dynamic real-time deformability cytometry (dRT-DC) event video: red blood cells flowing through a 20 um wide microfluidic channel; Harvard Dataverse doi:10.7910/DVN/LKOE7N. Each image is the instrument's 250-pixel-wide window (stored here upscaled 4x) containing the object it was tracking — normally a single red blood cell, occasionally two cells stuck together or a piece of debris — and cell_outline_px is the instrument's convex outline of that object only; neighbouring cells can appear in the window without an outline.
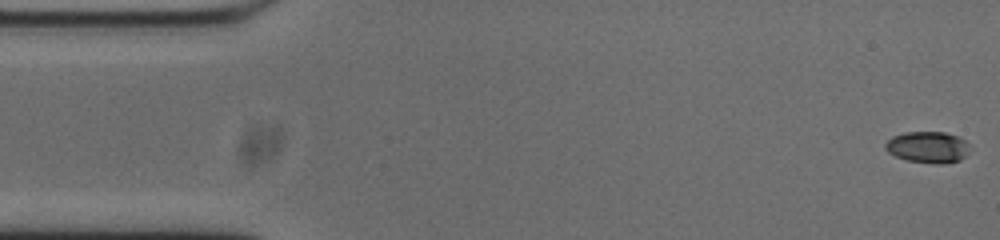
{"species": "common noctule bat (a hibernating species)", "species_latin": "Nyctalus noctula", "temperature_condition": "cold", "stored_images_in_passage": 53, "camera_frame_rate_fps": 3000, "um_per_image_px": 0.085, "animal": {"sex": "male", "body_mass_g": 20.0, "forearm_length_mm": 53.3}, "frame": {"image": 1, "passage_image": 1, "time_ms": 0.0, "image_size_px": [1000, 240], "cell_outline_px": [[968, 152], [960, 160], [940, 164], [936, 164], [908, 160], [896, 156], [888, 152], [884, 148], [884, 144], [892, 136], [904, 132], [944, 132], [960, 136], [968, 144]], "centroid_in_image_um": [78.85, 12.49], "position_along_channel_um": 6.2, "area_um2": 15.43}}
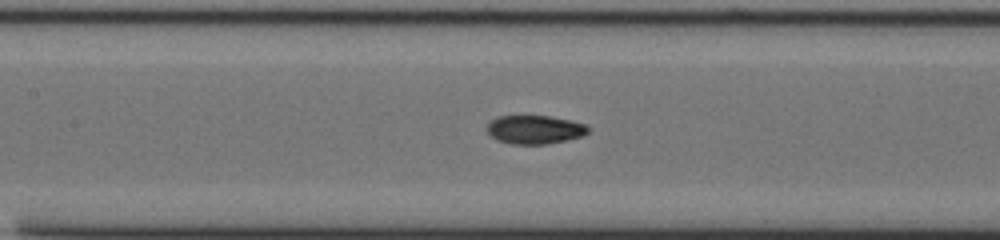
{"frame": {"image": 2, "passage_image": 23, "time_ms": 7.333, "image_size_px": [1000, 240], "cell_outline_px": [[592, 128], [584, 136], [568, 140], [548, 144], [512, 144], [496, 140], [488, 132], [488, 124], [496, 116], [548, 116], [588, 124]], "centroid_in_image_um": [45.51, 11.02], "position_along_channel_um": 161.9, "area_um2": 16.99}}
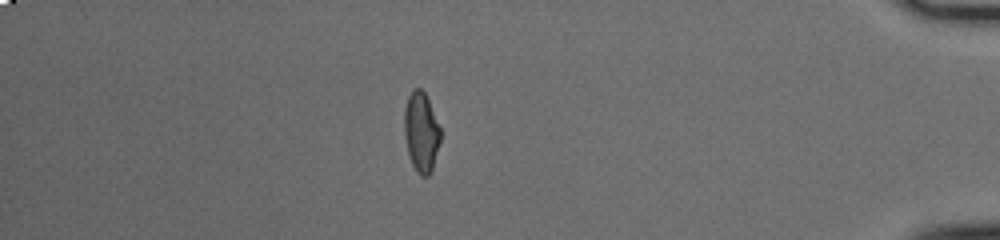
{"frame": {"image": 3, "passage_image": 46, "time_ms": 15.0, "image_size_px": [1000, 240], "cell_outline_px": [[440, 140], [432, 172], [428, 176], [420, 176], [416, 172], [412, 164], [408, 152], [404, 136], [404, 108], [408, 96], [412, 88], [420, 88], [424, 92], [428, 100], [440, 128]], "centroid_in_image_um": [35.78, 11.24], "position_along_channel_um": 399.4, "area_um2": 16.88}, "authors_computed_cell_mechanics": {"area_um2": 16.9354, "velocity_mm_per_s": 3.7664, "shape_relaxation_time_tau1_ms": 6.7358, "shape_relaxation_time_tau2_ms": 1.9387, "deformation_change_tau1": 0.219, "deformation_change_tau2": 0.0503}}